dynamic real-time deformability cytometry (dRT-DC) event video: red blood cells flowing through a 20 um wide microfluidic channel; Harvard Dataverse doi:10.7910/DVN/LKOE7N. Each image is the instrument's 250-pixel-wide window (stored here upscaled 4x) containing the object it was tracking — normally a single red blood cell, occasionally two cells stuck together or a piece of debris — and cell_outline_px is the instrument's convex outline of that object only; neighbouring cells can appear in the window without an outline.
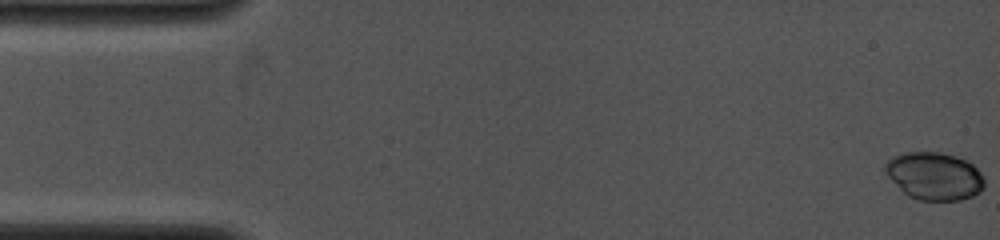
{"species": "common noctule bat (a hibernating species)", "species_latin": "Nyctalus noctula", "temperature_condition": "cold", "stored_images_in_passage": 29, "camera_frame_rate_fps": 4000, "um_per_image_px": 0.085, "animal": {"sex": "female", "body_mass_g": 19.0, "forearm_length_mm": 53.3}, "frame": {"image": 1, "passage_image": 1, "time_ms": 0.0, "image_size_px": [1000, 240], "cell_outline_px": [[984, 188], [980, 192], [972, 196], [960, 200], [920, 200], [908, 196], [884, 172], [884, 164], [892, 156], [904, 152], [940, 152], [956, 156], [972, 164], [980, 172], [984, 180]], "centroid_in_image_um": [79.41, 14.96], "position_along_channel_um": 5.6, "area_um2": 27.51}}
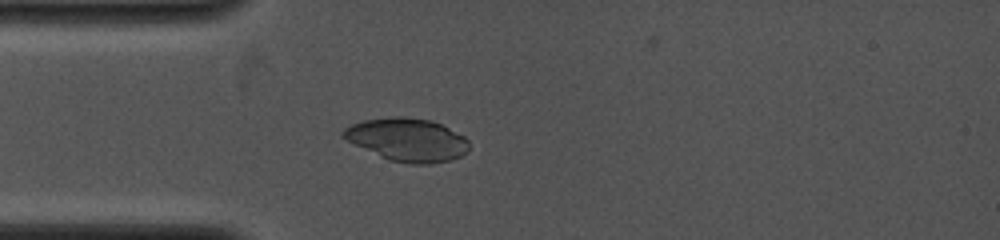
{"frame": {"image": 2, "passage_image": 25, "time_ms": 4.0, "image_size_px": [1000, 240], "cell_outline_px": [[468, 152], [452, 160], [432, 164], [408, 164], [388, 160], [348, 140], [340, 132], [344, 128], [352, 124], [364, 120], [392, 116], [404, 116], [432, 120], [464, 136], [468, 140]], "centroid_in_image_um": [34.65, 11.88], "position_along_channel_um": 50.3, "area_um2": 31.5}}